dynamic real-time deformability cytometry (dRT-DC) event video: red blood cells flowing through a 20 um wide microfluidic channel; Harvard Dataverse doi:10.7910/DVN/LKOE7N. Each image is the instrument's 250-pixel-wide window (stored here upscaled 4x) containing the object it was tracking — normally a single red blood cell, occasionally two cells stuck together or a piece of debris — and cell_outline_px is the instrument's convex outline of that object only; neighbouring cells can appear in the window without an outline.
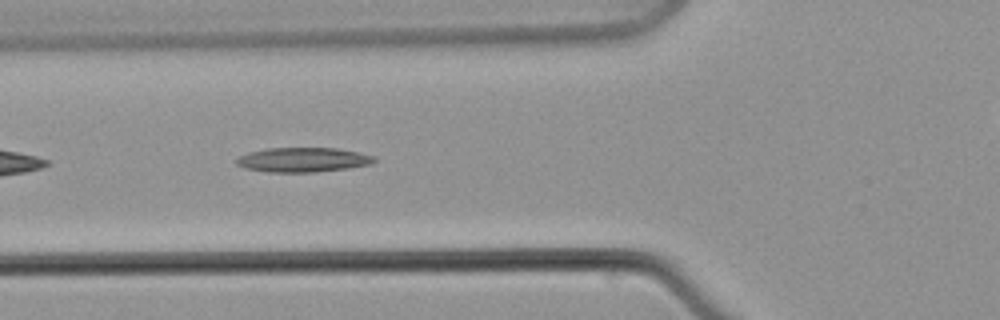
{"species": "common noctule bat (a hibernating species)", "species_latin": "Nyctalus noctula", "temperature_condition": "warm", "stored_images_in_passage": 10, "segment_of_instrument_passage": [1, 2], "camera_frame_rate_fps": 3000, "um_per_image_px": 0.085, "animal": {"sex": "male", "body_mass_g": 21.5, "forearm_length_mm": 52.0}, "frame": {"image": 1, "passage_image": 9, "time_ms": 9.333, "image_size_px": [1000, 320], "cell_outline_px": [[376, 160], [368, 164], [348, 168], [316, 172], [268, 172], [244, 168], [236, 164], [236, 160], [240, 156], [248, 152], [264, 148], [336, 148], [376, 156]], "centroid_in_image_um": [25.71, 13.58], "position_along_channel_um": 100.1, "area_um2": 19.65}}